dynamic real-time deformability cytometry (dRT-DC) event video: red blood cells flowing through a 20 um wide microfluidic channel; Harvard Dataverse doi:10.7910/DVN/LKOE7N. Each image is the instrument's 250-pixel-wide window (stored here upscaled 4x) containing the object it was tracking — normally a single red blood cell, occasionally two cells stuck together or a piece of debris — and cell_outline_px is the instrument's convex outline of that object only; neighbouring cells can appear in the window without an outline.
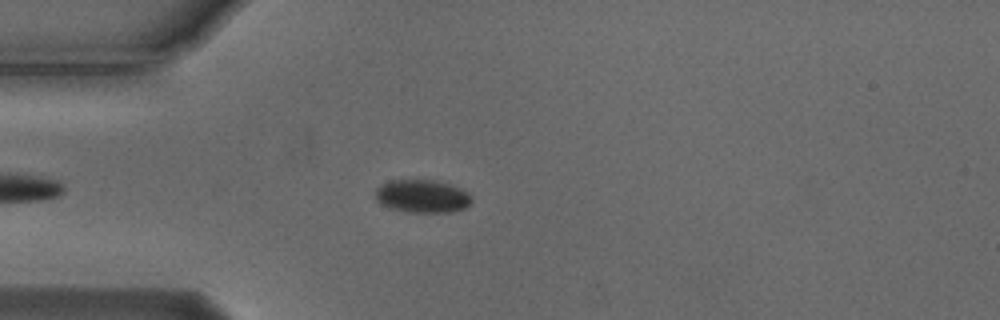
{"species": "Egyptian fruit bat (a non-hibernating species)", "species_latin": "Rousettus aegyptiacus", "temperature_condition": "cold", "stored_images_in_passage": 44, "camera_frame_rate_fps": 3000, "um_per_image_px": 0.085, "animal": {"sex": "male"}, "frame": {"image": 1, "passage_image": 4, "time_ms": 1.0, "image_size_px": [1000, 320], "cell_outline_px": [[472, 204], [464, 208], [452, 212], [408, 212], [392, 208], [376, 200], [376, 188], [380, 184], [392, 180], [432, 180], [448, 184], [460, 188], [468, 192], [472, 196]], "centroid_in_image_um": [35.93, 16.68], "position_along_channel_um": 49.1, "area_um2": 18.44}}
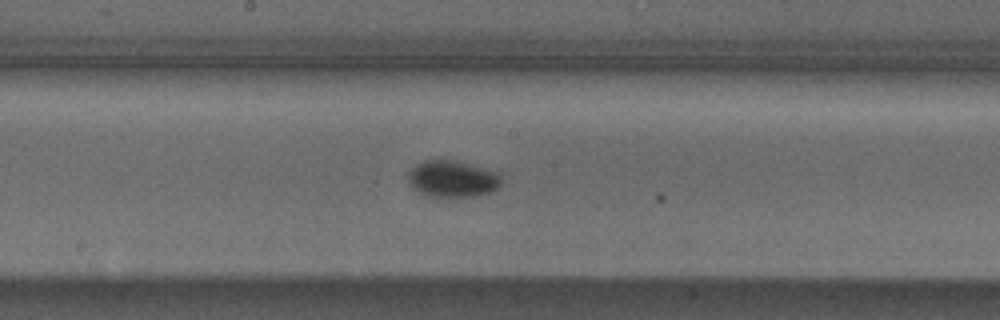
{"frame": {"image": 2, "passage_image": 18, "time_ms": 5.667, "image_size_px": [1000, 320], "cell_outline_px": [[500, 184], [492, 192], [472, 196], [428, 196], [412, 188], [408, 184], [408, 172], [416, 164], [424, 160], [452, 160], [472, 164], [500, 172]], "centroid_in_image_um": [38.44, 15.19], "position_along_channel_um": 209.8, "area_um2": 19.94}}
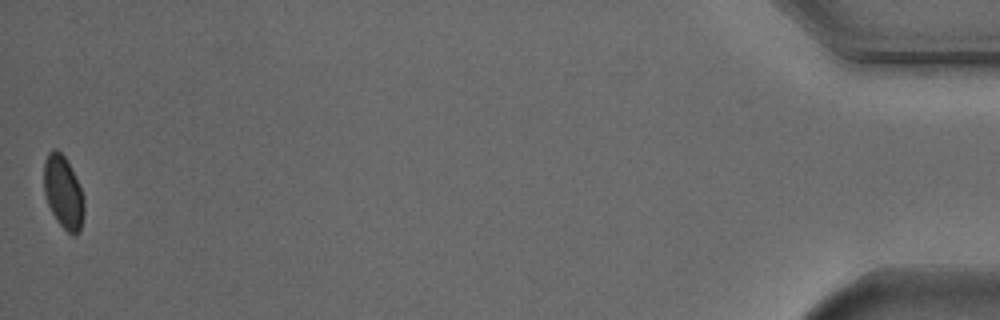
{"frame": {"image": 3, "passage_image": 44, "time_ms": 14.333, "image_size_px": [1000, 320], "cell_outline_px": [[84, 212], [80, 232], [76, 236], [72, 236], [56, 220], [48, 204], [44, 192], [44, 160], [48, 152], [52, 148], [56, 148], [64, 156], [80, 188], [84, 200]], "centroid_in_image_um": [5.37, 16.37], "position_along_channel_um": 429.8, "area_um2": 16.94}, "authors_computed_cell_mechanics": {"area_um2": 18.3515, "velocity_mm_per_s": 3.6992, "shape_relaxation_time_tau1_ms": 1.6478, "shape_relaxation_time_tau2_ms": null, "deformation_change_tau1": 0.0428, "deformation_change_tau2": null}}